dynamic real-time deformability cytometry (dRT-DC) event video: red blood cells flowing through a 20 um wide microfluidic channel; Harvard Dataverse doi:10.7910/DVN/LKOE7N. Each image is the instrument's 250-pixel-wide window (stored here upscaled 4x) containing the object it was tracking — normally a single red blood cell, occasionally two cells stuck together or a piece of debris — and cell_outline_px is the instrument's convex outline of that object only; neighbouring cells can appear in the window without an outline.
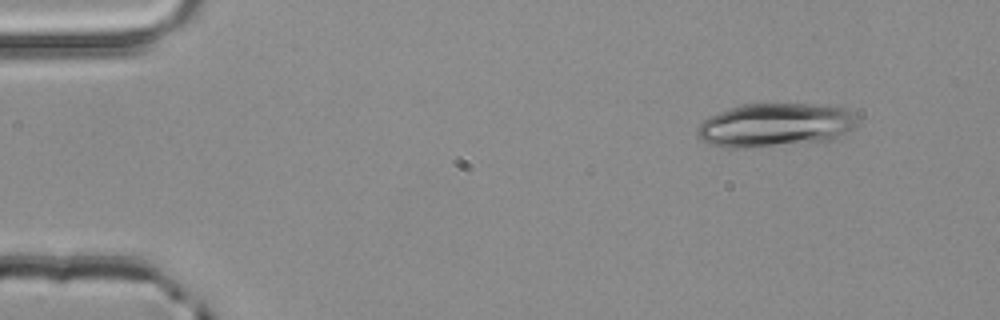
{"species": "common noctule bat (a hibernating species)", "species_latin": "Nyctalus noctula", "temperature_condition": "room temperature", "stored_images_in_passage": 3, "camera_frame_rate_fps": 3000, "um_per_image_px": 0.085, "animal": {"sex": "male", "body_mass_g": 20.4}, "frame": {"image": 1, "passage_image": 1, "time_ms": 0.0, "image_size_px": [1000, 320], "cell_outline_px": [[856, 128], [836, 140], [748, 148], [724, 148], [700, 140], [696, 132], [700, 124], [704, 120], [720, 112], [740, 104], [828, 104], [848, 108], [856, 116]], "centroid_in_image_um": [65.98, 10.63], "position_along_channel_um": 19.0, "area_um2": 41.33}}